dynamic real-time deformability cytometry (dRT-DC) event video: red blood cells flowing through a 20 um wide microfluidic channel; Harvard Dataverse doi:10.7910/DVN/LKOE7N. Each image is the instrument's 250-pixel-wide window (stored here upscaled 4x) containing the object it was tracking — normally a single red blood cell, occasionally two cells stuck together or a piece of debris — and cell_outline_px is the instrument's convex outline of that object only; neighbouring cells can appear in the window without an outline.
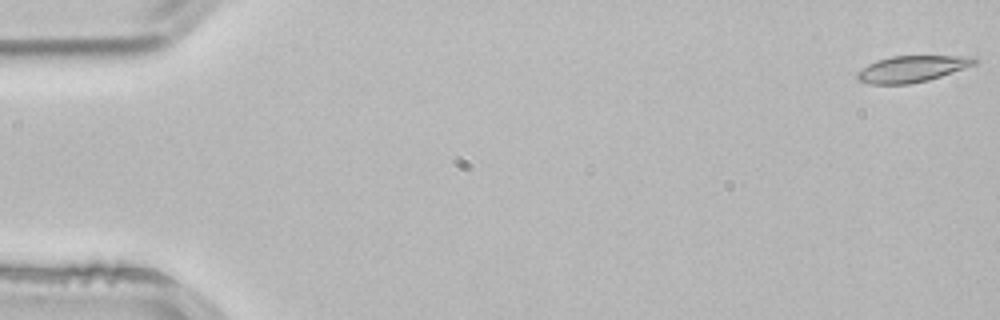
{"species": "common noctule bat (a hibernating species)", "species_latin": "Nyctalus noctula", "temperature_condition": "room temperature", "stored_images_in_passage": 3, "camera_frame_rate_fps": 3000, "um_per_image_px": 0.085, "animal": {"sex": "male", "body_mass_g": 21.5, "forearm_length_mm": 52.0}, "frame": {"image": 1, "passage_image": 1, "time_ms": 0.0, "image_size_px": [1000, 320], "cell_outline_px": [[980, 60], [976, 64], [928, 80], [912, 84], [872, 84], [860, 80], [856, 76], [856, 72], [868, 64], [876, 60], [892, 56], [976, 56]], "centroid_in_image_um": [77.54, 5.84], "position_along_channel_um": 7.5, "area_um2": 18.03}}
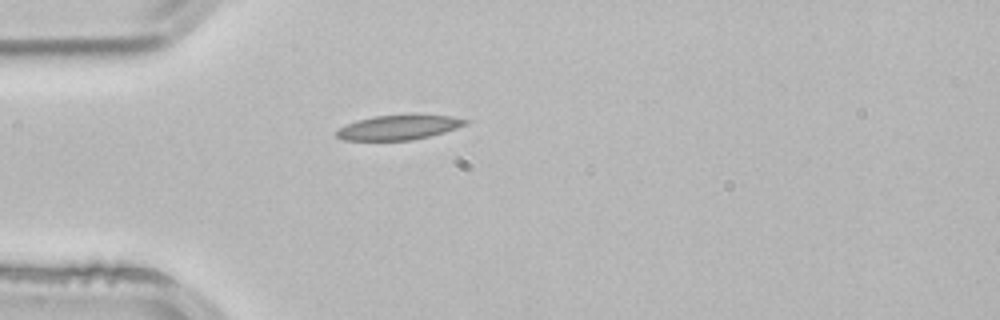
{"frame": {"image": 2, "passage_image": 3, "time_ms": 0.667, "image_size_px": [1000, 320], "cell_outline_px": [[468, 120], [464, 124], [456, 128], [444, 132], [412, 140], [344, 140], [336, 136], [336, 132], [340, 128], [356, 120], [376, 116], [408, 112], [416, 112], [452, 116]], "centroid_in_image_um": [33.92, 10.78], "position_along_channel_um": 51.1, "area_um2": 19.02}}